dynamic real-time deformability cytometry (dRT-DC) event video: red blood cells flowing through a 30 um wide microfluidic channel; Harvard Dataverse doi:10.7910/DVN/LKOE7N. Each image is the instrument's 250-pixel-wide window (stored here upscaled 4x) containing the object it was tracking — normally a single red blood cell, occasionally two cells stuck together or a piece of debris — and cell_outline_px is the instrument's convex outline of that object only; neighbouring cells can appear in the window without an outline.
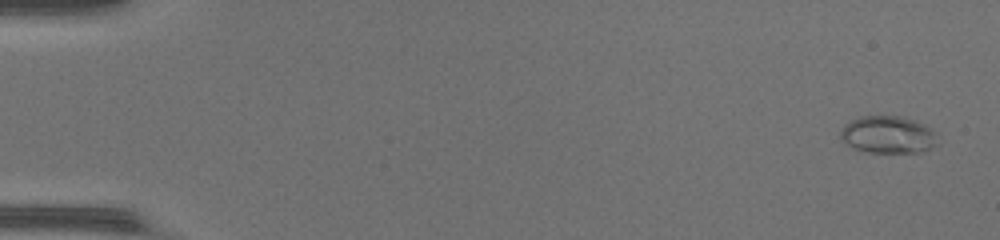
{"species": "common noctule bat (a hibernating species)", "species_latin": "Nyctalus noctula", "temperature_condition": "warm", "stored_images_in_passage": 49, "camera_frame_rate_fps": 3000, "um_per_image_px": 0.085, "animal": {"sex": "female", "body_mass_g": 17.0, "forearm_length_mm": 48.0}, "frame": {"image": 1, "passage_image": 3, "time_ms": 0.667, "image_size_px": [1000, 240], "cell_outline_px": [[936, 144], [932, 148], [920, 152], [868, 152], [852, 148], [844, 144], [840, 136], [840, 132], [844, 124], [860, 116], [900, 116], [924, 124], [932, 128]], "centroid_in_image_um": [75.43, 11.45], "position_along_channel_um": 9.6, "area_um2": 21.04}}
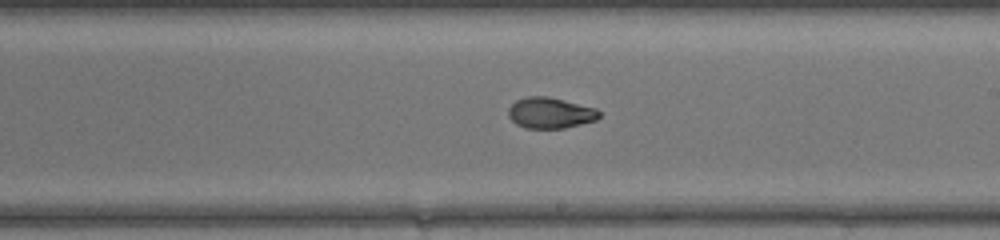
{"frame": {"image": 2, "passage_image": 30, "time_ms": 9.667, "image_size_px": [1000, 240], "cell_outline_px": [[600, 116], [596, 120], [564, 128], [524, 128], [516, 124], [508, 116], [508, 108], [516, 100], [528, 96], [548, 96], [596, 108], [600, 112]], "centroid_in_image_um": [46.76, 9.59], "position_along_channel_um": 242.2, "area_um2": 16.36}}
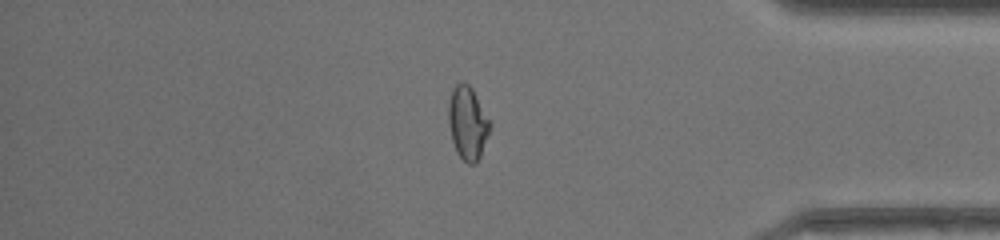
{"frame": {"image": 3, "passage_image": 42, "time_ms": 13.667, "image_size_px": [1000, 240], "cell_outline_px": [[492, 124], [480, 156], [476, 164], [468, 164], [456, 152], [452, 140], [448, 124], [448, 104], [452, 88], [456, 84], [468, 84], [472, 88]], "centroid_in_image_um": [39.74, 10.47], "position_along_channel_um": 395.5, "area_um2": 17.63}, "authors_computed_cell_mechanics": {"area_um2": 17.629, "velocity_mm_per_s": 4.4438, "shape_relaxation_time_tau1_ms": null, "shape_relaxation_time_tau2_ms": 1.2991, "deformation_change_tau1": null, "deformation_change_tau2": 0.0527}}